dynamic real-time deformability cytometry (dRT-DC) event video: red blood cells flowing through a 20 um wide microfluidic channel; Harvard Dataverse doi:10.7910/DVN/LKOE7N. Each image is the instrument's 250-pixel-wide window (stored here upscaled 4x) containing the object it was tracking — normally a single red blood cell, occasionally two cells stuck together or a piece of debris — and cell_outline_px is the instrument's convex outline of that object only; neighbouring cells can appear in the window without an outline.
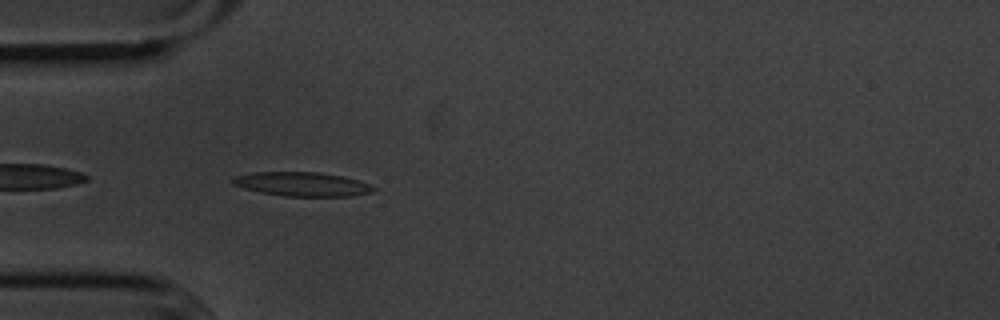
{"species": "common noctule bat (a hibernating species)", "species_latin": "Nyctalus noctula", "temperature_condition": "cold", "stored_images_in_passage": 41, "camera_frame_rate_fps": 3000, "um_per_image_px": 0.085, "animal": {"sex": "male", "body_mass_g": 20.1, "forearm_length_mm": 53.5}, "frame": {"image": 1, "passage_image": 2, "time_ms": 0.333, "image_size_px": [1000, 320], "cell_outline_px": [[376, 188], [372, 192], [352, 196], [284, 196], [260, 192], [244, 188], [232, 184], [232, 176], [252, 172], [320, 172], [340, 176], [356, 180], [368, 184]], "centroid_in_image_um": [25.62, 15.65], "position_along_channel_um": 59.4, "area_um2": 19.65}}
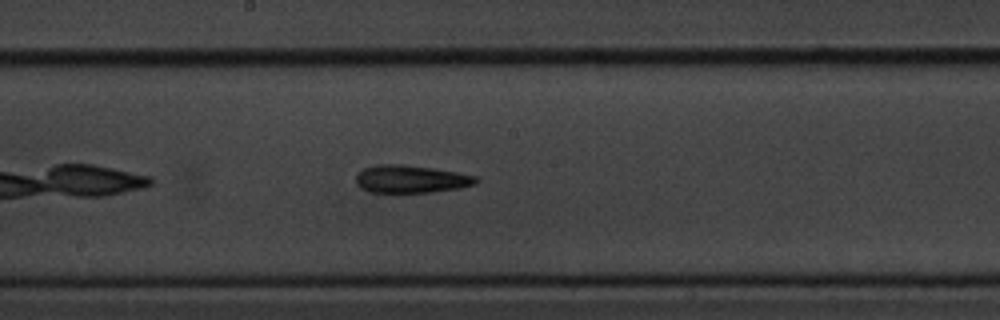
{"frame": {"image": 2, "passage_image": 15, "time_ms": 4.667, "image_size_px": [1000, 320], "cell_outline_px": [[480, 180], [476, 184], [460, 188], [432, 192], [368, 192], [360, 188], [356, 184], [356, 176], [364, 168], [376, 164], [400, 164], [432, 168], [456, 172], [476, 176]], "centroid_in_image_um": [34.93, 15.22], "position_along_channel_um": 213.3, "area_um2": 19.42}}
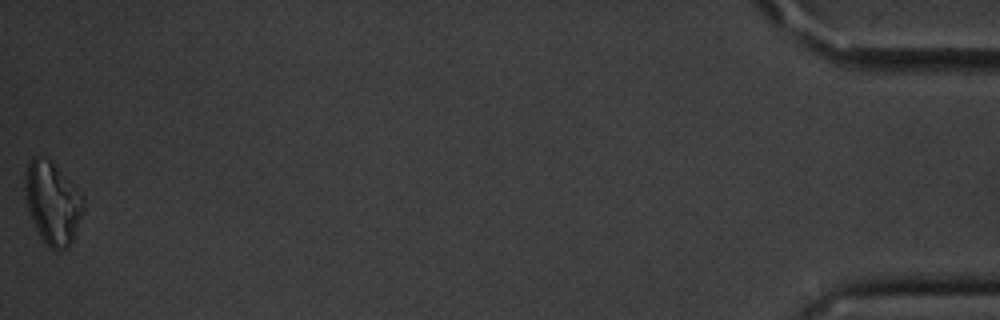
{"frame": {"image": 3, "passage_image": 41, "time_ms": 13.333, "image_size_px": [1000, 320], "cell_outline_px": [[84, 208], [72, 240], [68, 248], [56, 252], [40, 236], [36, 228], [28, 208], [24, 188], [24, 176], [28, 160], [32, 156], [40, 156], [48, 160], [84, 196]], "centroid_in_image_um": [4.45, 17.25], "position_along_channel_um": 430.8, "area_um2": 27.51}, "authors_computed_cell_mechanics": {"area_um2": 19.4786, "velocity_mm_per_s": 3.6071, "shape_relaxation_time_tau1_ms": 2.5077, "shape_relaxation_time_tau2_ms": 7.615, "deformation_change_tau1": 0.0993, "deformation_change_tau2": 0.1928}}